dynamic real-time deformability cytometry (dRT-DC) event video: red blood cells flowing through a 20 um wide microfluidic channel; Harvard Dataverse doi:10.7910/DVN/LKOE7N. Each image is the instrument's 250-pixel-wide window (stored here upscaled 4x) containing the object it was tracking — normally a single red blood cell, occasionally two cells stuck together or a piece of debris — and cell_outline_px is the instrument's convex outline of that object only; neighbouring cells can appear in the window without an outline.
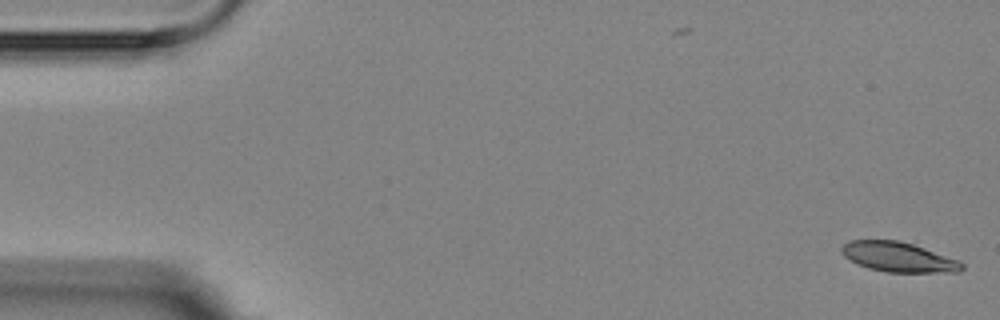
{"species": "Egyptian fruit bat (a non-hibernating species)", "species_latin": "Rousettus aegyptiacus", "temperature_condition": "room temperature", "stored_images_in_passage": 14, "camera_frame_rate_fps": 3000, "um_per_image_px": 0.085, "animal": {"sex": "female"}, "frame": {"image": 1, "passage_image": 1, "time_ms": 0.0, "image_size_px": [1000, 320], "cell_outline_px": [[964, 268], [960, 272], [888, 272], [868, 268], [844, 256], [840, 252], [840, 248], [848, 240], [900, 240], [960, 260], [964, 264]], "centroid_in_image_um": [76.39, 21.84], "position_along_channel_um": 8.6, "area_um2": 20.87}}
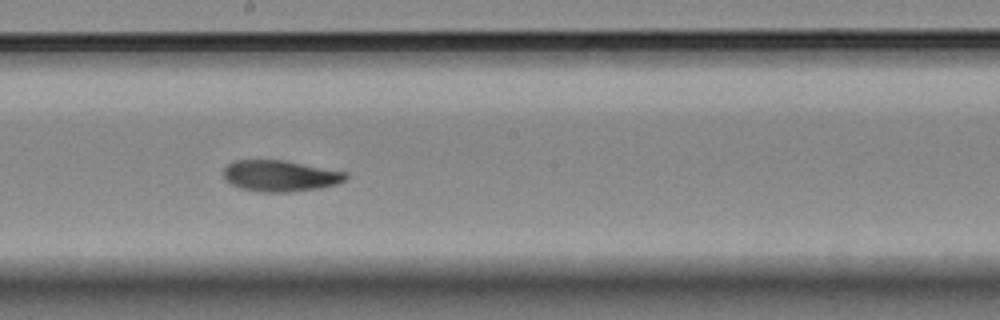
{"frame": {"image": 2, "passage_image": 8, "time_ms": 9.667, "image_size_px": [1000, 320], "cell_outline_px": [[348, 176], [344, 180], [336, 184], [320, 188], [288, 192], [260, 192], [240, 188], [224, 180], [224, 168], [228, 164], [236, 160], [284, 160], [348, 172]], "centroid_in_image_um": [23.81, 14.95], "position_along_channel_um": 224.4, "area_um2": 22.25}}
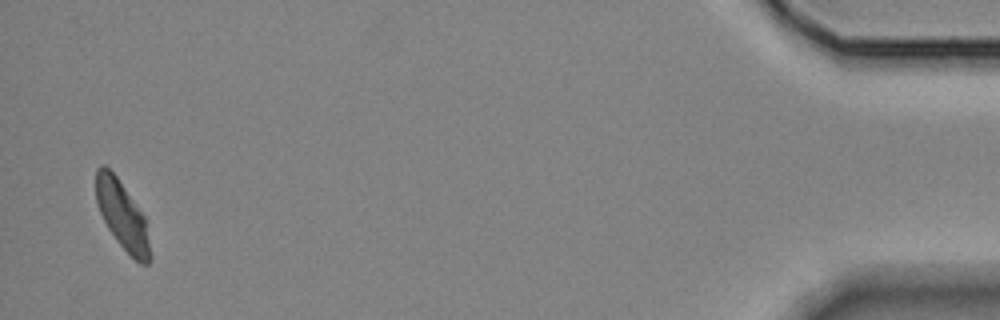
{"frame": {"image": 3, "passage_image": 14, "time_ms": 17.667, "image_size_px": [1000, 320], "cell_outline_px": [[152, 260], [148, 264], [140, 264], [116, 240], [108, 228], [96, 204], [96, 168], [100, 164], [104, 164], [116, 176], [136, 204], [144, 216], [152, 256]], "centroid_in_image_um": [10.39, 18.31], "position_along_channel_um": 424.8, "area_um2": 21.27}, "authors_computed_cell_mechanics": {"area_um2": 22.2241, "velocity_mm_per_s": 3.5703, "shape_relaxation_time_tau1_ms": null, "shape_relaxation_time_tau2_ms": 6.2867, "deformation_change_tau1": null, "deformation_change_tau2": 0.0945}}